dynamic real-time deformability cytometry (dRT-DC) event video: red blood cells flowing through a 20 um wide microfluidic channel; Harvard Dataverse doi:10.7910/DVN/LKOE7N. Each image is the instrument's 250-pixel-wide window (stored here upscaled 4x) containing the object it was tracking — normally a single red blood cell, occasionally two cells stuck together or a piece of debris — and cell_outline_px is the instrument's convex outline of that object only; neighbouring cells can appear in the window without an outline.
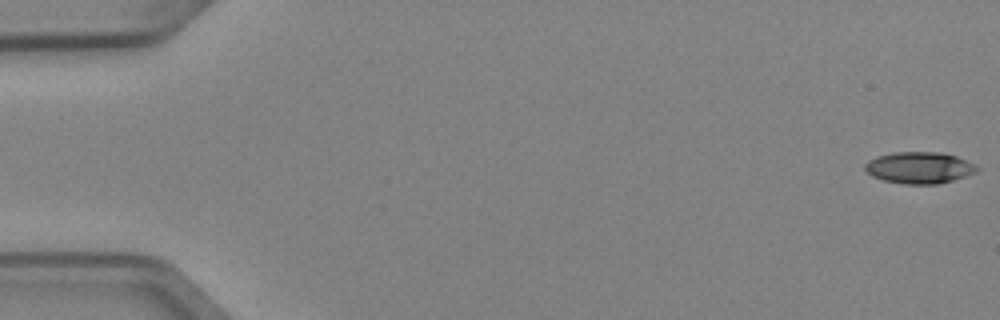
{"species": "Egyptian fruit bat (a non-hibernating species)", "species_latin": "Rousettus aegyptiacus", "temperature_condition": "cold", "stored_images_in_passage": 52, "camera_frame_rate_fps": 3000, "um_per_image_px": 0.085, "animal": {"sex": "female"}, "frame": {"image": 1, "passage_image": 1, "time_ms": 0.0, "image_size_px": [1000, 320], "cell_outline_px": [[980, 168], [976, 172], [952, 180], [936, 184], [904, 184], [884, 180], [872, 176], [864, 168], [864, 164], [868, 160], [876, 156], [892, 152], [940, 152], [956, 156], [976, 164]], "centroid_in_image_um": [78.13, 14.24], "position_along_channel_um": 6.9, "area_um2": 20.63}}
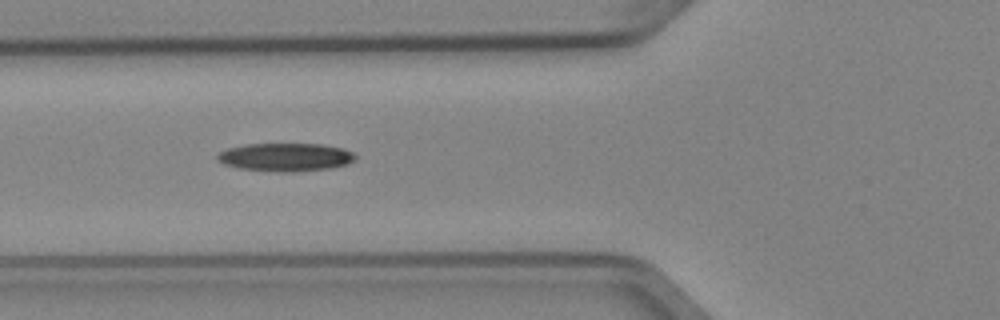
{"frame": {"image": 2, "passage_image": 20, "time_ms": 6.333, "image_size_px": [1000, 320], "cell_outline_px": [[356, 156], [348, 164], [328, 168], [292, 172], [276, 172], [236, 168], [224, 164], [216, 160], [216, 156], [220, 152], [228, 148], [248, 144], [320, 144], [340, 148], [352, 152]], "centroid_in_image_um": [24.21, 13.36], "position_along_channel_um": 101.6, "area_um2": 22.54}}
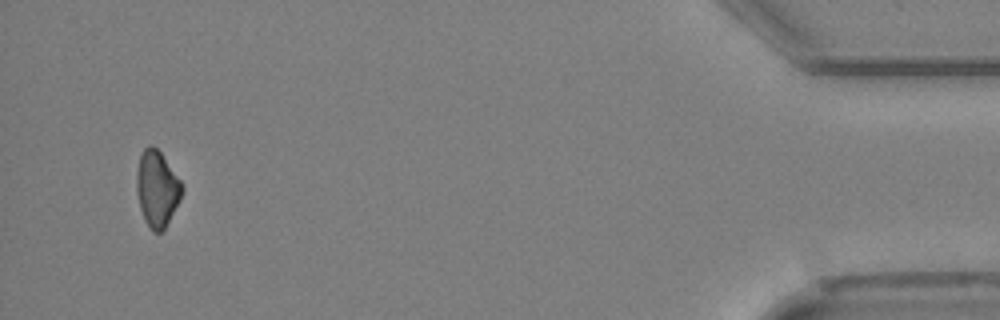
{"frame": {"image": 3, "passage_image": 50, "time_ms": 16.333, "image_size_px": [1000, 320], "cell_outline_px": [[184, 188], [180, 200], [164, 228], [160, 232], [152, 232], [144, 220], [140, 208], [136, 192], [136, 172], [140, 152], [148, 144], [152, 144], [160, 152], [180, 180]], "centroid_in_image_um": [13.32, 16.02], "position_along_channel_um": 421.9, "area_um2": 20.17}, "authors_computed_cell_mechanics": {"area_um2": 21.2126, "velocity_mm_per_s": 3.9732, "shape_relaxation_time_tau1_ms": 7.4018, "shape_relaxation_time_tau2_ms": null, "deformation_change_tau1": 0.1268, "deformation_change_tau2": null}}